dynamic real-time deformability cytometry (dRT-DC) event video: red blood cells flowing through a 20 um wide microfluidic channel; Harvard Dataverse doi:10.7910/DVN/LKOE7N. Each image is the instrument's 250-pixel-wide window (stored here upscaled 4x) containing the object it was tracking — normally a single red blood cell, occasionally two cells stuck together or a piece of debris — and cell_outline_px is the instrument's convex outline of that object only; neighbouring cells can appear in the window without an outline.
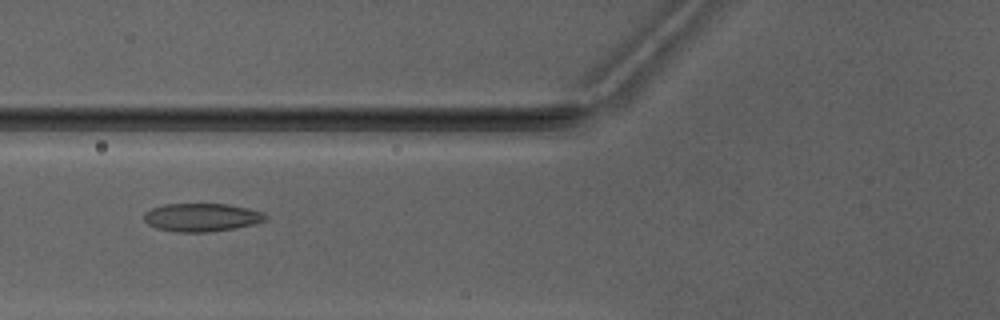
{"species": "Egyptian fruit bat (a non-hibernating species)", "species_latin": "Rousettus aegyptiacus", "temperature_condition": "warm", "stored_images_in_passage": 6, "camera_frame_rate_fps": 3000, "um_per_image_px": 0.085, "animal": {"sex": "male"}, "frame": {"image": 1, "passage_image": 6, "time_ms": 6.0, "image_size_px": [1000, 320], "cell_outline_px": [[268, 220], [252, 224], [232, 228], [208, 232], [176, 232], [156, 228], [148, 224], [144, 220], [144, 212], [152, 208], [164, 204], [228, 204], [248, 208], [264, 212], [268, 216]], "centroid_in_image_um": [17.14, 18.47], "position_along_channel_um": 108.7, "area_um2": 20.0}}